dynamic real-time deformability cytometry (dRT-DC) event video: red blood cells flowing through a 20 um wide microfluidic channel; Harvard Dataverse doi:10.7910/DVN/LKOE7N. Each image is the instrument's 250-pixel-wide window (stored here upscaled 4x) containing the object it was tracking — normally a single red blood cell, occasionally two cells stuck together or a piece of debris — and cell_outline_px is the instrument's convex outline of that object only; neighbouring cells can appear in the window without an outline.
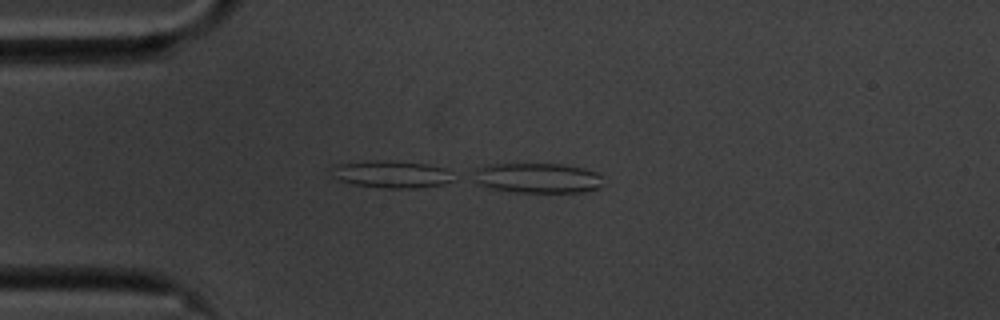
{"species": "common noctule bat (a hibernating species)", "species_latin": "Nyctalus noctula", "temperature_condition": "cold", "stored_images_in_passage": 12, "camera_frame_rate_fps": 3000, "um_per_image_px": 0.085, "animal": {"sex": "male", "body_mass_g": 20.1, "forearm_length_mm": 53.5}, "frame": {"image": 1, "passage_image": 12, "time_ms": 3.667, "image_size_px": [1000, 320], "cell_outline_px": [[600, 184], [596, 188], [584, 192], [516, 192], [492, 188], [476, 184], [468, 180], [476, 168], [492, 164], [564, 164], [584, 168], [596, 172], [600, 176]], "centroid_in_image_um": [45.58, 15.12], "position_along_channel_um": 39.4, "area_um2": 22.83}}